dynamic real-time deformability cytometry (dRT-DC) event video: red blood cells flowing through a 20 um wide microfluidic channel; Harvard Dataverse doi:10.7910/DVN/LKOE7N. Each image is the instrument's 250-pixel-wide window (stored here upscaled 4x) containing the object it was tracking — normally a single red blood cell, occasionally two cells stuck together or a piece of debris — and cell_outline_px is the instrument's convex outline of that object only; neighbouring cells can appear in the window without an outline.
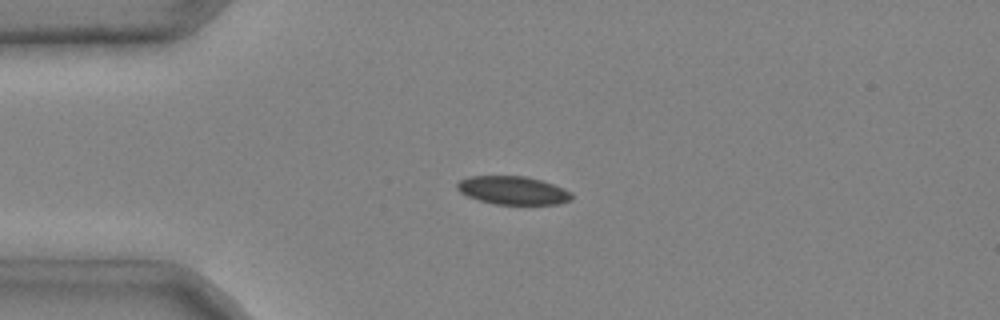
{"species": "common noctule bat (a hibernating species)", "species_latin": "Nyctalus noctula", "temperature_condition": "cold", "stored_images_in_passage": 6, "camera_frame_rate_fps": 3000, "um_per_image_px": 0.085, "animal": {"sex": "male", "body_mass_g": 20.4}, "frame": {"image": 1, "passage_image": 3, "time_ms": 0.667, "image_size_px": [1000, 320], "cell_outline_px": [[572, 200], [560, 204], [496, 204], [480, 200], [468, 196], [460, 192], [456, 188], [456, 184], [460, 180], [468, 176], [524, 176], [540, 180], [564, 188], [572, 192]], "centroid_in_image_um": [43.61, 16.18], "position_along_channel_um": 41.4, "area_um2": 18.84}}
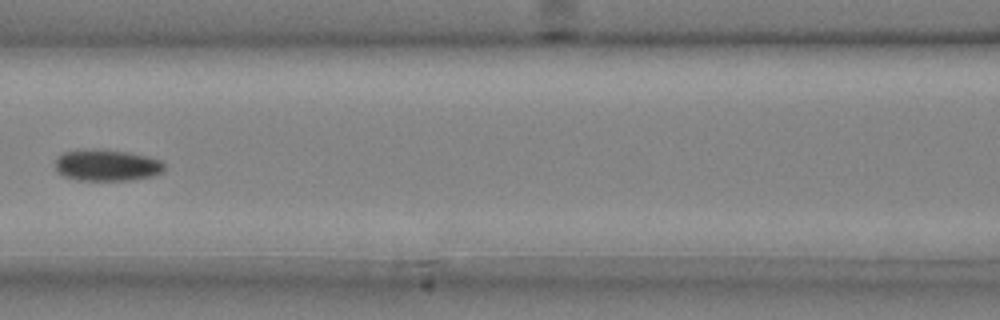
{"frame": {"image": 2, "passage_image": 6, "time_ms": 1.667, "image_size_px": [1000, 320], "cell_outline_px": [[164, 168], [160, 172], [152, 176], [128, 180], [80, 180], [64, 176], [56, 172], [56, 156], [64, 152], [84, 148], [100, 148], [128, 152], [148, 156], [160, 160], [164, 164]], "centroid_in_image_um": [9.03, 14.02], "position_along_channel_um": 157.6, "area_um2": 20.23}}